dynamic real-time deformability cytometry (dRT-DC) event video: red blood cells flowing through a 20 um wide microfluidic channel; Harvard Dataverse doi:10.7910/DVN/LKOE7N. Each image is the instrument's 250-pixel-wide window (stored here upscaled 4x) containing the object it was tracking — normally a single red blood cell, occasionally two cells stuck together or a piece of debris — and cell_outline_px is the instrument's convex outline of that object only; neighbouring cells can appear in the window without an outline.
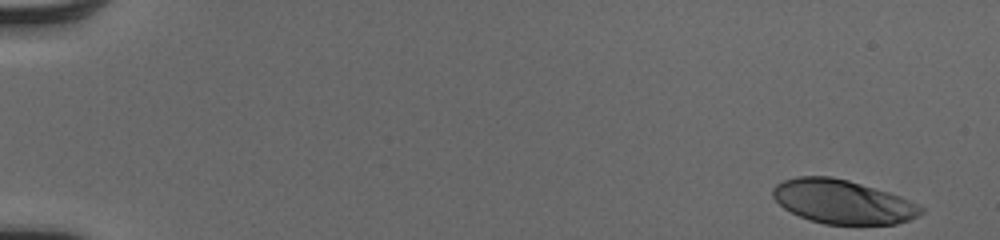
{"species": "human", "species_latin": "Homo sapiens", "temperature_condition": "cold", "stored_images_in_passage": 50, "camera_frame_rate_fps": 3000, "um_per_image_px": 0.085, "donor": {"sex": "male"}, "frame": {"image": 1, "passage_image": 1, "time_ms": 0.0, "image_size_px": [1000, 240], "cell_outline_px": [[924, 212], [908, 220], [896, 224], [824, 224], [808, 220], [784, 208], [772, 196], [772, 188], [776, 184], [784, 180], [796, 176], [832, 176], [848, 180], [888, 192], [900, 196], [924, 208]], "centroid_in_image_um": [71.6, 17.14], "position_along_channel_um": 13.4, "area_um2": 37.74}}
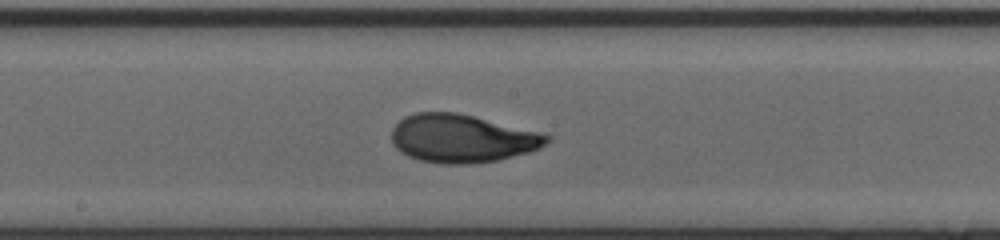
{"frame": {"image": 2, "passage_image": 28, "time_ms": 9.0, "image_size_px": [1000, 240], "cell_outline_px": [[552, 140], [540, 148], [528, 152], [496, 160], [472, 164], [444, 164], [420, 160], [408, 156], [400, 152], [392, 144], [392, 128], [404, 116], [416, 112], [456, 112], [552, 136]], "centroid_in_image_um": [39.22, 11.78], "position_along_channel_um": 209.0, "area_um2": 43.23}}
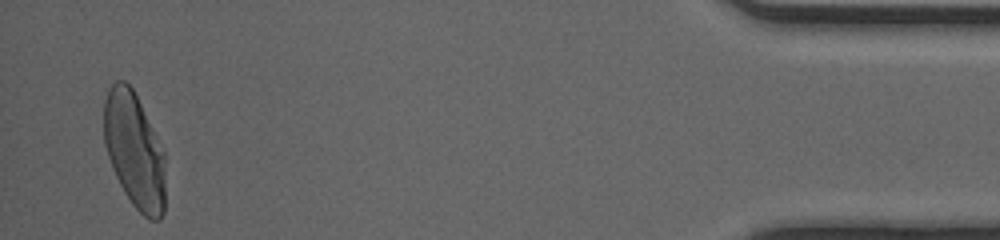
{"frame": {"image": 3, "passage_image": 49, "time_ms": 16.0, "image_size_px": [1000, 240], "cell_outline_px": [[164, 212], [160, 220], [148, 220], [132, 204], [124, 192], [112, 168], [108, 156], [104, 140], [104, 100], [108, 88], [116, 80], [124, 80], [132, 88], [164, 152]], "centroid_in_image_um": [11.4, 12.81], "position_along_channel_um": 423.8, "area_um2": 41.04}, "authors_computed_cell_mechanics": {"area_um2": 41.2114, "velocity_mm_per_s": 4.0909, "shape_relaxation_time_tau1_ms": 3.1232, "shape_relaxation_time_tau2_ms": 0.786, "deformation_change_tau1": 0.1761, "deformation_change_tau2": 0.0608}}